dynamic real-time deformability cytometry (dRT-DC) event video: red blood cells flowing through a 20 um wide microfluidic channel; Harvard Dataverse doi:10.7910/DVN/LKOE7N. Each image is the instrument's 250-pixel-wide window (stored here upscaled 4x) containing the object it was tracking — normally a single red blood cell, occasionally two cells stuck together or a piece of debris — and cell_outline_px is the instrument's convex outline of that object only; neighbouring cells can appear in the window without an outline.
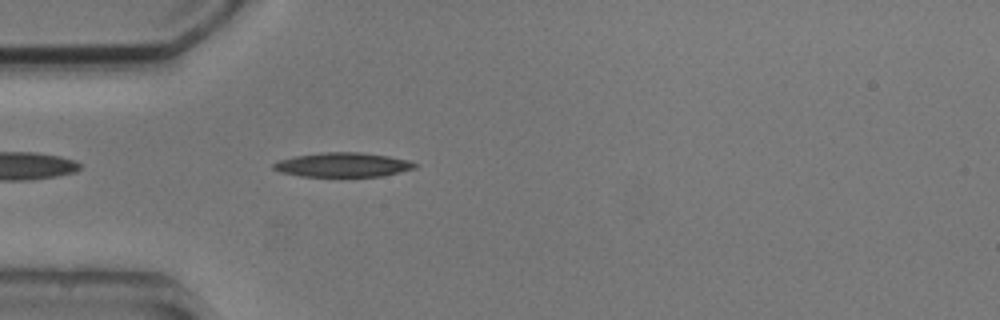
{"species": "common noctule bat (a hibernating species)", "species_latin": "Nyctalus noctula", "temperature_condition": "cold", "stored_images_in_passage": 4, "camera_frame_rate_fps": 3000, "um_per_image_px": 0.085, "animal": {"sex": "male", "body_mass_g": 20.5, "forearm_length_mm": 52.5}, "frame": {"image": 1, "passage_image": 4, "time_ms": 3.333, "image_size_px": [1000, 320], "cell_outline_px": [[420, 164], [416, 168], [400, 172], [380, 176], [300, 176], [280, 172], [272, 168], [272, 164], [280, 160], [296, 156], [320, 152], [360, 152], [388, 156], [412, 160]], "centroid_in_image_um": [29.19, 14.0], "position_along_channel_um": 55.8, "area_um2": 20.11}}